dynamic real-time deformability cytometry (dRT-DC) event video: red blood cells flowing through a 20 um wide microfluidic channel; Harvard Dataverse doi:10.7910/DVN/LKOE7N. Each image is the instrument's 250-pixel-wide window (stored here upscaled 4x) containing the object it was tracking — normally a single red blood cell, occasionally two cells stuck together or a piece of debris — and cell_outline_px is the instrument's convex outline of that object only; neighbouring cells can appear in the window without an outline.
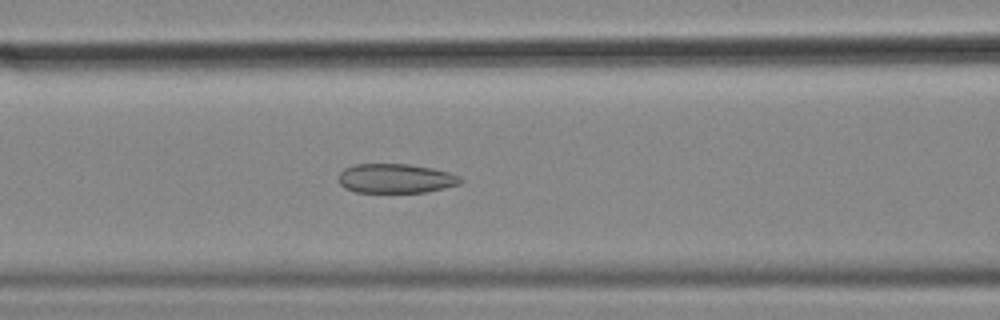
{"species": "common noctule bat (a hibernating species)", "species_latin": "Nyctalus noctula", "temperature_condition": "cold", "stored_images_in_passage": 56, "camera_frame_rate_fps": 3000, "um_per_image_px": 0.085, "animal": {"sex": "female", "body_mass_g": 18.4}, "frame": {"image": 1, "passage_image": 23, "time_ms": 7.333, "image_size_px": [1000, 320], "cell_outline_px": [[464, 180], [460, 184], [428, 192], [356, 192], [344, 188], [340, 184], [340, 172], [344, 168], [356, 164], [408, 164], [432, 168], [448, 172], [460, 176]], "centroid_in_image_um": [33.66, 15.17], "position_along_channel_um": 132.9, "area_um2": 20.87}}
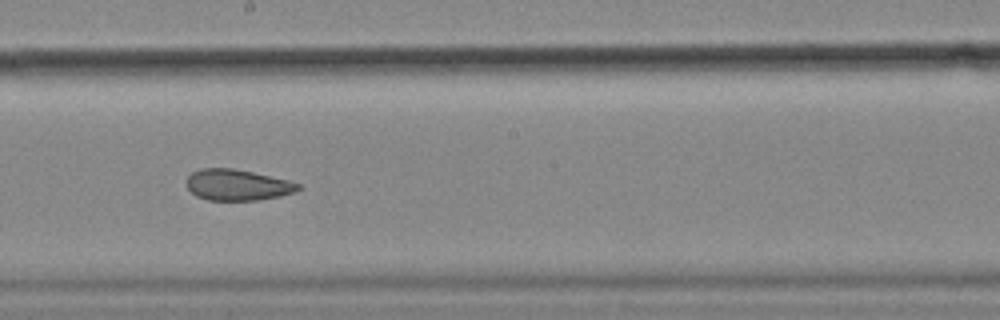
{"frame": {"image": 2, "passage_image": 31, "time_ms": 10.0, "image_size_px": [1000, 320], "cell_outline_px": [[300, 188], [296, 192], [280, 196], [256, 200], [208, 200], [196, 196], [188, 188], [188, 176], [192, 172], [200, 168], [232, 168], [252, 172], [288, 180], [300, 184]], "centroid_in_image_um": [20.18, 15.72], "position_along_channel_um": 228.0, "area_um2": 20.06}}
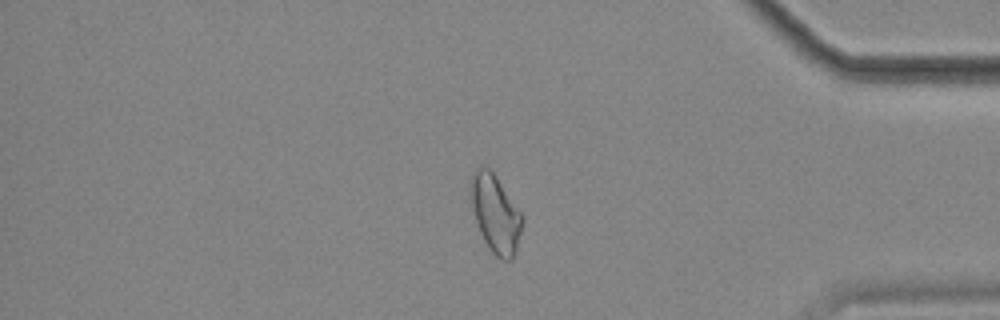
{"frame": {"image": 3, "passage_image": 47, "time_ms": 15.333, "image_size_px": [1000, 320], "cell_outline_px": [[524, 220], [516, 252], [512, 260], [504, 260], [496, 256], [488, 248], [480, 232], [472, 208], [468, 188], [468, 184], [472, 172], [480, 164], [484, 164], [496, 176], [524, 216]], "centroid_in_image_um": [42.09, 18.12], "position_along_channel_um": 393.1, "area_um2": 23.87}, "authors_computed_cell_mechanics": {"area_um2": 23.9292, "velocity_mm_per_s": 3.5811, "shape_relaxation_time_tau1_ms": null, "shape_relaxation_time_tau2_ms": 2.5814, "deformation_change_tau1": null, "deformation_change_tau2": 0.0948}}